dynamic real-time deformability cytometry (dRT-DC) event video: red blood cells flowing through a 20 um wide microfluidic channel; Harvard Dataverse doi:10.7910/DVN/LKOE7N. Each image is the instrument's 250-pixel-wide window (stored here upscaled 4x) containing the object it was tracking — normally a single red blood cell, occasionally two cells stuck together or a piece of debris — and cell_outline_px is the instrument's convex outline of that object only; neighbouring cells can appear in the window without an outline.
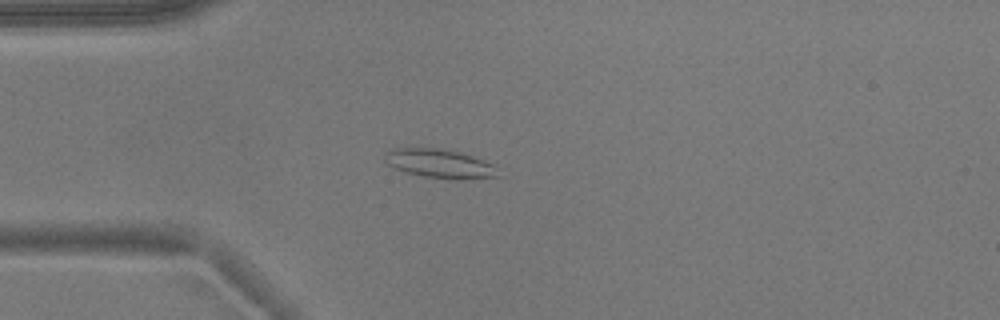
{"species": "common noctule bat (a hibernating species)", "species_latin": "Nyctalus noctula", "temperature_condition": "warm", "stored_images_in_passage": 3, "camera_frame_rate_fps": 3000, "um_per_image_px": 0.085, "animal": {"sex": "male", "body_mass_g": 17.9}, "frame": {"image": 1, "passage_image": 3, "time_ms": 3.667, "image_size_px": [1000, 320], "cell_outline_px": [[500, 176], [460, 180], [452, 180], [424, 176], [408, 172], [396, 168], [388, 164], [384, 160], [384, 152], [392, 148], [440, 148], [460, 152], [492, 164]], "centroid_in_image_um": [37.34, 13.91], "position_along_channel_um": 47.7, "area_um2": 18.96}}